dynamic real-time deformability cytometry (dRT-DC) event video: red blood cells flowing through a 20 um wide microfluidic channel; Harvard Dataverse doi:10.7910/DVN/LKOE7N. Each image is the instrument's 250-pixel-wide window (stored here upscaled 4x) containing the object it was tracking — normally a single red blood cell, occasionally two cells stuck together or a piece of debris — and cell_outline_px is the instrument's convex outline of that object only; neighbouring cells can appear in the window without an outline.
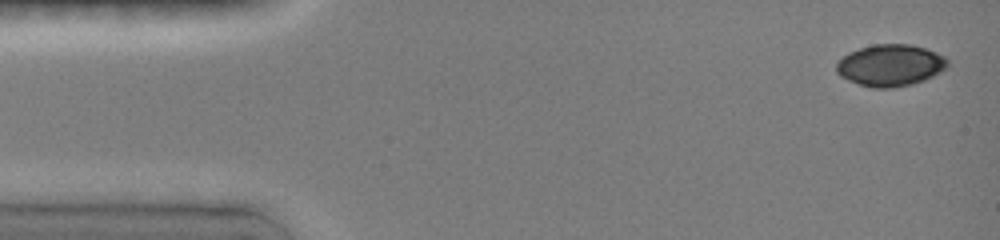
{"species": "common noctule bat (a hibernating species)", "species_latin": "Nyctalus noctula", "temperature_condition": "room temperature", "stored_images_in_passage": 5, "camera_frame_rate_fps": 3000, "um_per_image_px": 0.085, "animal": {"sex": "female", "body_mass_g": 19.0, "forearm_length_mm": 51.5}, "frame": {"image": 1, "passage_image": 1, "time_ms": 0.0, "image_size_px": [1000, 240], "cell_outline_px": [[948, 64], [940, 72], [924, 80], [912, 84], [892, 88], [872, 88], [848, 80], [840, 76], [836, 72], [836, 64], [848, 52], [872, 44], [912, 44], [936, 52], [944, 56], [948, 60]], "centroid_in_image_um": [75.67, 5.55], "position_along_channel_um": 9.3, "area_um2": 26.99}}
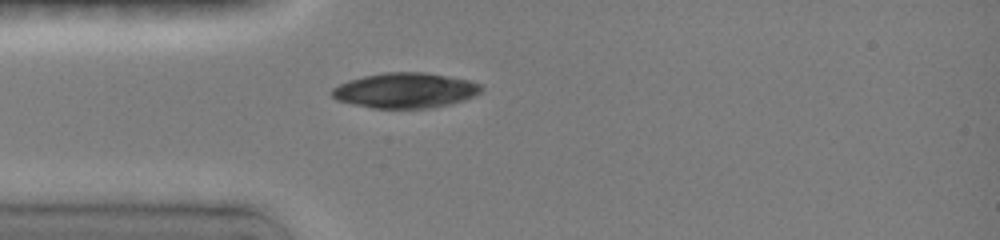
{"frame": {"image": 2, "passage_image": 5, "time_ms": 3.667, "image_size_px": [1000, 240], "cell_outline_px": [[484, 88], [476, 96], [452, 104], [432, 108], [372, 108], [352, 104], [336, 100], [332, 96], [332, 88], [340, 84], [364, 76], [384, 72], [424, 72], [468, 80], [480, 84]], "centroid_in_image_um": [34.48, 7.69], "position_along_channel_um": 50.5, "area_um2": 30.63}}